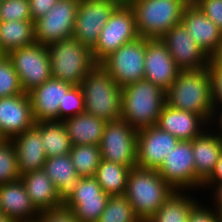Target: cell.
Returning <instances> with one entry per match:
<instances>
[{"mask_svg":"<svg viewBox=\"0 0 222 222\" xmlns=\"http://www.w3.org/2000/svg\"><path fill=\"white\" fill-rule=\"evenodd\" d=\"M165 99L170 107L196 113L211 124L215 110L207 67L180 71L166 91Z\"/></svg>","mask_w":222,"mask_h":222,"instance_id":"1","label":"cell"},{"mask_svg":"<svg viewBox=\"0 0 222 222\" xmlns=\"http://www.w3.org/2000/svg\"><path fill=\"white\" fill-rule=\"evenodd\" d=\"M165 93L146 79L122 87L121 119L137 130L156 125L166 103Z\"/></svg>","mask_w":222,"mask_h":222,"instance_id":"2","label":"cell"},{"mask_svg":"<svg viewBox=\"0 0 222 222\" xmlns=\"http://www.w3.org/2000/svg\"><path fill=\"white\" fill-rule=\"evenodd\" d=\"M173 191L157 170L136 166L129 172L124 196L141 222H147Z\"/></svg>","mask_w":222,"mask_h":222,"instance_id":"3","label":"cell"},{"mask_svg":"<svg viewBox=\"0 0 222 222\" xmlns=\"http://www.w3.org/2000/svg\"><path fill=\"white\" fill-rule=\"evenodd\" d=\"M84 96L85 112L106 121L121 119L122 87L96 64L79 85Z\"/></svg>","mask_w":222,"mask_h":222,"instance_id":"4","label":"cell"},{"mask_svg":"<svg viewBox=\"0 0 222 222\" xmlns=\"http://www.w3.org/2000/svg\"><path fill=\"white\" fill-rule=\"evenodd\" d=\"M135 13L140 37L160 39L181 23L182 13L190 0H127Z\"/></svg>","mask_w":222,"mask_h":222,"instance_id":"5","label":"cell"},{"mask_svg":"<svg viewBox=\"0 0 222 222\" xmlns=\"http://www.w3.org/2000/svg\"><path fill=\"white\" fill-rule=\"evenodd\" d=\"M52 77L71 85H80L97 64L92 50L71 37L47 45Z\"/></svg>","mask_w":222,"mask_h":222,"instance_id":"6","label":"cell"},{"mask_svg":"<svg viewBox=\"0 0 222 222\" xmlns=\"http://www.w3.org/2000/svg\"><path fill=\"white\" fill-rule=\"evenodd\" d=\"M139 37L134 10L128 2H121L111 13L97 43L91 49L95 62L100 64L119 47Z\"/></svg>","mask_w":222,"mask_h":222,"instance_id":"7","label":"cell"},{"mask_svg":"<svg viewBox=\"0 0 222 222\" xmlns=\"http://www.w3.org/2000/svg\"><path fill=\"white\" fill-rule=\"evenodd\" d=\"M17 72L24 93L42 85L52 77L47 46L34 43L7 54Z\"/></svg>","mask_w":222,"mask_h":222,"instance_id":"8","label":"cell"},{"mask_svg":"<svg viewBox=\"0 0 222 222\" xmlns=\"http://www.w3.org/2000/svg\"><path fill=\"white\" fill-rule=\"evenodd\" d=\"M137 133L123 119L107 121L99 144L102 159L131 169L136 167Z\"/></svg>","mask_w":222,"mask_h":222,"instance_id":"9","label":"cell"},{"mask_svg":"<svg viewBox=\"0 0 222 222\" xmlns=\"http://www.w3.org/2000/svg\"><path fill=\"white\" fill-rule=\"evenodd\" d=\"M146 38L122 45L100 64L120 87L144 79Z\"/></svg>","mask_w":222,"mask_h":222,"instance_id":"10","label":"cell"},{"mask_svg":"<svg viewBox=\"0 0 222 222\" xmlns=\"http://www.w3.org/2000/svg\"><path fill=\"white\" fill-rule=\"evenodd\" d=\"M159 175L175 190L202 188L195 175L192 140H180L157 169Z\"/></svg>","mask_w":222,"mask_h":222,"instance_id":"11","label":"cell"},{"mask_svg":"<svg viewBox=\"0 0 222 222\" xmlns=\"http://www.w3.org/2000/svg\"><path fill=\"white\" fill-rule=\"evenodd\" d=\"M79 0H59L45 16L34 21L35 42L47 46L72 37Z\"/></svg>","mask_w":222,"mask_h":222,"instance_id":"12","label":"cell"},{"mask_svg":"<svg viewBox=\"0 0 222 222\" xmlns=\"http://www.w3.org/2000/svg\"><path fill=\"white\" fill-rule=\"evenodd\" d=\"M120 0H79L72 37L93 48Z\"/></svg>","mask_w":222,"mask_h":222,"instance_id":"13","label":"cell"},{"mask_svg":"<svg viewBox=\"0 0 222 222\" xmlns=\"http://www.w3.org/2000/svg\"><path fill=\"white\" fill-rule=\"evenodd\" d=\"M160 39L181 71L200 70L208 66L211 58L195 42L182 23L168 30Z\"/></svg>","mask_w":222,"mask_h":222,"instance_id":"14","label":"cell"},{"mask_svg":"<svg viewBox=\"0 0 222 222\" xmlns=\"http://www.w3.org/2000/svg\"><path fill=\"white\" fill-rule=\"evenodd\" d=\"M109 197L94 177H82L64 205L73 210L80 222H97Z\"/></svg>","mask_w":222,"mask_h":222,"instance_id":"15","label":"cell"},{"mask_svg":"<svg viewBox=\"0 0 222 222\" xmlns=\"http://www.w3.org/2000/svg\"><path fill=\"white\" fill-rule=\"evenodd\" d=\"M179 140L160 130L156 125L145 127L137 133V166L157 170Z\"/></svg>","mask_w":222,"mask_h":222,"instance_id":"16","label":"cell"},{"mask_svg":"<svg viewBox=\"0 0 222 222\" xmlns=\"http://www.w3.org/2000/svg\"><path fill=\"white\" fill-rule=\"evenodd\" d=\"M144 79L167 91L181 71L161 39L146 38Z\"/></svg>","mask_w":222,"mask_h":222,"instance_id":"17","label":"cell"},{"mask_svg":"<svg viewBox=\"0 0 222 222\" xmlns=\"http://www.w3.org/2000/svg\"><path fill=\"white\" fill-rule=\"evenodd\" d=\"M181 23L211 58L222 44V30L191 0L184 8Z\"/></svg>","mask_w":222,"mask_h":222,"instance_id":"18","label":"cell"},{"mask_svg":"<svg viewBox=\"0 0 222 222\" xmlns=\"http://www.w3.org/2000/svg\"><path fill=\"white\" fill-rule=\"evenodd\" d=\"M34 125L28 93L0 98V129L7 139H12Z\"/></svg>","mask_w":222,"mask_h":222,"instance_id":"19","label":"cell"},{"mask_svg":"<svg viewBox=\"0 0 222 222\" xmlns=\"http://www.w3.org/2000/svg\"><path fill=\"white\" fill-rule=\"evenodd\" d=\"M72 86L51 77L42 85L31 90L28 95L35 122L58 120L59 105H63L65 94Z\"/></svg>","mask_w":222,"mask_h":222,"instance_id":"20","label":"cell"},{"mask_svg":"<svg viewBox=\"0 0 222 222\" xmlns=\"http://www.w3.org/2000/svg\"><path fill=\"white\" fill-rule=\"evenodd\" d=\"M156 126L174 135L180 141L193 140L208 129L210 124L196 113L175 109L165 103Z\"/></svg>","mask_w":222,"mask_h":222,"instance_id":"21","label":"cell"},{"mask_svg":"<svg viewBox=\"0 0 222 222\" xmlns=\"http://www.w3.org/2000/svg\"><path fill=\"white\" fill-rule=\"evenodd\" d=\"M0 212L13 222H35L40 211L19 179L0 185Z\"/></svg>","mask_w":222,"mask_h":222,"instance_id":"22","label":"cell"},{"mask_svg":"<svg viewBox=\"0 0 222 222\" xmlns=\"http://www.w3.org/2000/svg\"><path fill=\"white\" fill-rule=\"evenodd\" d=\"M208 131L206 129L192 140L195 175L202 184L213 172L222 153V137L211 127H208Z\"/></svg>","mask_w":222,"mask_h":222,"instance_id":"23","label":"cell"},{"mask_svg":"<svg viewBox=\"0 0 222 222\" xmlns=\"http://www.w3.org/2000/svg\"><path fill=\"white\" fill-rule=\"evenodd\" d=\"M11 140L16 151L20 175L43 169L47 155L41 142V132L35 126Z\"/></svg>","mask_w":222,"mask_h":222,"instance_id":"24","label":"cell"},{"mask_svg":"<svg viewBox=\"0 0 222 222\" xmlns=\"http://www.w3.org/2000/svg\"><path fill=\"white\" fill-rule=\"evenodd\" d=\"M44 172L52 180L60 201L64 204L79 184L80 175L76 173L69 154L47 158Z\"/></svg>","mask_w":222,"mask_h":222,"instance_id":"25","label":"cell"},{"mask_svg":"<svg viewBox=\"0 0 222 222\" xmlns=\"http://www.w3.org/2000/svg\"><path fill=\"white\" fill-rule=\"evenodd\" d=\"M20 179L32 203L39 211L63 205L52 180L43 169L25 173L21 175Z\"/></svg>","mask_w":222,"mask_h":222,"instance_id":"26","label":"cell"},{"mask_svg":"<svg viewBox=\"0 0 222 222\" xmlns=\"http://www.w3.org/2000/svg\"><path fill=\"white\" fill-rule=\"evenodd\" d=\"M72 146L99 145L106 120L86 112L63 120Z\"/></svg>","mask_w":222,"mask_h":222,"instance_id":"27","label":"cell"},{"mask_svg":"<svg viewBox=\"0 0 222 222\" xmlns=\"http://www.w3.org/2000/svg\"><path fill=\"white\" fill-rule=\"evenodd\" d=\"M34 43V21H0V54Z\"/></svg>","mask_w":222,"mask_h":222,"instance_id":"28","label":"cell"},{"mask_svg":"<svg viewBox=\"0 0 222 222\" xmlns=\"http://www.w3.org/2000/svg\"><path fill=\"white\" fill-rule=\"evenodd\" d=\"M34 126L41 132L47 158L70 153L72 144L63 121H40L35 122Z\"/></svg>","mask_w":222,"mask_h":222,"instance_id":"29","label":"cell"},{"mask_svg":"<svg viewBox=\"0 0 222 222\" xmlns=\"http://www.w3.org/2000/svg\"><path fill=\"white\" fill-rule=\"evenodd\" d=\"M197 203V198H193L186 191H173L147 222H187Z\"/></svg>","mask_w":222,"mask_h":222,"instance_id":"30","label":"cell"},{"mask_svg":"<svg viewBox=\"0 0 222 222\" xmlns=\"http://www.w3.org/2000/svg\"><path fill=\"white\" fill-rule=\"evenodd\" d=\"M130 170L127 166L102 159L94 178L109 196H122L126 192Z\"/></svg>","mask_w":222,"mask_h":222,"instance_id":"31","label":"cell"},{"mask_svg":"<svg viewBox=\"0 0 222 222\" xmlns=\"http://www.w3.org/2000/svg\"><path fill=\"white\" fill-rule=\"evenodd\" d=\"M69 155L76 173L81 177H94L102 160L99 145H75Z\"/></svg>","mask_w":222,"mask_h":222,"instance_id":"32","label":"cell"},{"mask_svg":"<svg viewBox=\"0 0 222 222\" xmlns=\"http://www.w3.org/2000/svg\"><path fill=\"white\" fill-rule=\"evenodd\" d=\"M97 222H141V220L136 216L128 199L122 195L109 197Z\"/></svg>","mask_w":222,"mask_h":222,"instance_id":"33","label":"cell"},{"mask_svg":"<svg viewBox=\"0 0 222 222\" xmlns=\"http://www.w3.org/2000/svg\"><path fill=\"white\" fill-rule=\"evenodd\" d=\"M18 159L11 139L0 143V185L19 180Z\"/></svg>","mask_w":222,"mask_h":222,"instance_id":"34","label":"cell"},{"mask_svg":"<svg viewBox=\"0 0 222 222\" xmlns=\"http://www.w3.org/2000/svg\"><path fill=\"white\" fill-rule=\"evenodd\" d=\"M24 93L17 72L7 55H0V98Z\"/></svg>","mask_w":222,"mask_h":222,"instance_id":"35","label":"cell"},{"mask_svg":"<svg viewBox=\"0 0 222 222\" xmlns=\"http://www.w3.org/2000/svg\"><path fill=\"white\" fill-rule=\"evenodd\" d=\"M85 112L84 96L79 85H73L65 94L63 105H59L58 120Z\"/></svg>","mask_w":222,"mask_h":222,"instance_id":"36","label":"cell"},{"mask_svg":"<svg viewBox=\"0 0 222 222\" xmlns=\"http://www.w3.org/2000/svg\"><path fill=\"white\" fill-rule=\"evenodd\" d=\"M32 20L29 0H4L0 2V21Z\"/></svg>","mask_w":222,"mask_h":222,"instance_id":"37","label":"cell"},{"mask_svg":"<svg viewBox=\"0 0 222 222\" xmlns=\"http://www.w3.org/2000/svg\"><path fill=\"white\" fill-rule=\"evenodd\" d=\"M35 222H80L73 213L72 209L64 204L53 209L41 210Z\"/></svg>","mask_w":222,"mask_h":222,"instance_id":"38","label":"cell"},{"mask_svg":"<svg viewBox=\"0 0 222 222\" xmlns=\"http://www.w3.org/2000/svg\"><path fill=\"white\" fill-rule=\"evenodd\" d=\"M207 71L210 76L213 104L214 106H222V68L210 59Z\"/></svg>","mask_w":222,"mask_h":222,"instance_id":"39","label":"cell"},{"mask_svg":"<svg viewBox=\"0 0 222 222\" xmlns=\"http://www.w3.org/2000/svg\"><path fill=\"white\" fill-rule=\"evenodd\" d=\"M222 30V0H192Z\"/></svg>","mask_w":222,"mask_h":222,"instance_id":"40","label":"cell"},{"mask_svg":"<svg viewBox=\"0 0 222 222\" xmlns=\"http://www.w3.org/2000/svg\"><path fill=\"white\" fill-rule=\"evenodd\" d=\"M199 201L191 210L187 222H219L218 213L211 207H204Z\"/></svg>","mask_w":222,"mask_h":222,"instance_id":"41","label":"cell"},{"mask_svg":"<svg viewBox=\"0 0 222 222\" xmlns=\"http://www.w3.org/2000/svg\"><path fill=\"white\" fill-rule=\"evenodd\" d=\"M59 0H29L30 14L32 21L43 16L58 2Z\"/></svg>","mask_w":222,"mask_h":222,"instance_id":"42","label":"cell"},{"mask_svg":"<svg viewBox=\"0 0 222 222\" xmlns=\"http://www.w3.org/2000/svg\"><path fill=\"white\" fill-rule=\"evenodd\" d=\"M222 182V153L219 157L218 162L209 178L202 184V188L206 190L208 187L212 189L217 183ZM212 186V188H211Z\"/></svg>","mask_w":222,"mask_h":222,"instance_id":"43","label":"cell"},{"mask_svg":"<svg viewBox=\"0 0 222 222\" xmlns=\"http://www.w3.org/2000/svg\"><path fill=\"white\" fill-rule=\"evenodd\" d=\"M214 115H213V118H212V120H211V127L212 128H214L215 126V128L214 129H216L217 128V126H218V128H219V130L217 131V130H215L216 132H218V134L222 137V106H214ZM218 110V111H217ZM220 110V111H219ZM218 116V117H217ZM217 119V123H216V120ZM213 121H215L214 123H215V125H213ZM218 124V125H217ZM214 126V127H213Z\"/></svg>","mask_w":222,"mask_h":222,"instance_id":"44","label":"cell"},{"mask_svg":"<svg viewBox=\"0 0 222 222\" xmlns=\"http://www.w3.org/2000/svg\"><path fill=\"white\" fill-rule=\"evenodd\" d=\"M213 192L215 190V192L213 193V207H215L216 209H221L222 208V182L221 183H217L214 187H213ZM216 205V206H215Z\"/></svg>","mask_w":222,"mask_h":222,"instance_id":"45","label":"cell"},{"mask_svg":"<svg viewBox=\"0 0 222 222\" xmlns=\"http://www.w3.org/2000/svg\"><path fill=\"white\" fill-rule=\"evenodd\" d=\"M211 59L222 68V44L219 47L218 51L211 57Z\"/></svg>","mask_w":222,"mask_h":222,"instance_id":"46","label":"cell"},{"mask_svg":"<svg viewBox=\"0 0 222 222\" xmlns=\"http://www.w3.org/2000/svg\"><path fill=\"white\" fill-rule=\"evenodd\" d=\"M0 222H13V221L9 219L7 216L0 213Z\"/></svg>","mask_w":222,"mask_h":222,"instance_id":"47","label":"cell"},{"mask_svg":"<svg viewBox=\"0 0 222 222\" xmlns=\"http://www.w3.org/2000/svg\"><path fill=\"white\" fill-rule=\"evenodd\" d=\"M7 138L4 136V134L2 133L1 129H0V143L6 141Z\"/></svg>","mask_w":222,"mask_h":222,"instance_id":"48","label":"cell"},{"mask_svg":"<svg viewBox=\"0 0 222 222\" xmlns=\"http://www.w3.org/2000/svg\"><path fill=\"white\" fill-rule=\"evenodd\" d=\"M219 217V222H222V208L221 209H216Z\"/></svg>","mask_w":222,"mask_h":222,"instance_id":"49","label":"cell"}]
</instances>
